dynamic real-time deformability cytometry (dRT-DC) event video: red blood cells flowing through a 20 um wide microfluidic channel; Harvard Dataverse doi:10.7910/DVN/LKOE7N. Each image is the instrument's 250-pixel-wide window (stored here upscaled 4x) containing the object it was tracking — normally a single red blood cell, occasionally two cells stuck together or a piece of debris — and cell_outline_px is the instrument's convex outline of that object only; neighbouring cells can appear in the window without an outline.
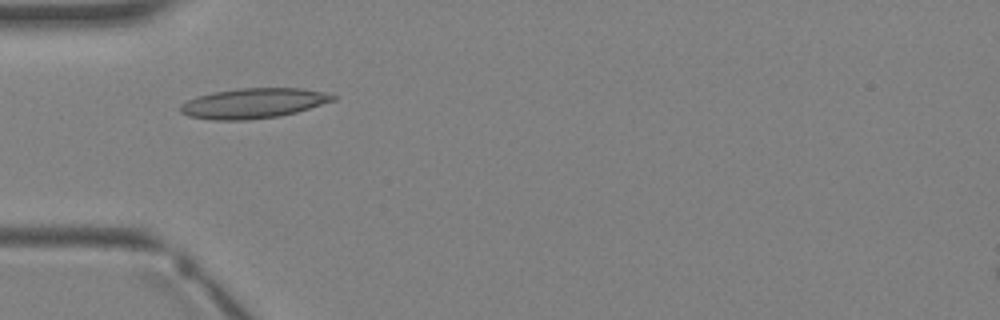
{"species": "Egyptian fruit bat (a non-hibernating species)", "species_latin": "Rousettus aegyptiacus", "temperature_condition": "warm", "stored_images_in_passage": 2, "camera_frame_rate_fps": 3000, "um_per_image_px": 0.085, "animal": {"sex": "female"}, "frame": {"image": 1, "passage_image": 2, "time_ms": 2.0, "image_size_px": [1000, 320], "cell_outline_px": [[336, 100], [296, 112], [280, 116], [244, 120], [212, 120], [188, 116], [180, 112], [180, 104], [196, 96], [212, 92], [240, 88], [300, 88], [328, 92], [336, 96]], "centroid_in_image_um": [21.54, 8.77], "position_along_channel_um": 63.5, "area_um2": 26.88}}